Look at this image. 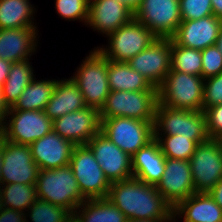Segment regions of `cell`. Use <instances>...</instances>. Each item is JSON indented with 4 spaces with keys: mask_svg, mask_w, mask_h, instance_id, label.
<instances>
[{
    "mask_svg": "<svg viewBox=\"0 0 222 222\" xmlns=\"http://www.w3.org/2000/svg\"><path fill=\"white\" fill-rule=\"evenodd\" d=\"M101 132L132 157L154 139V123L128 117L103 118Z\"/></svg>",
    "mask_w": 222,
    "mask_h": 222,
    "instance_id": "obj_8",
    "label": "cell"
},
{
    "mask_svg": "<svg viewBox=\"0 0 222 222\" xmlns=\"http://www.w3.org/2000/svg\"><path fill=\"white\" fill-rule=\"evenodd\" d=\"M6 117L0 135L12 143L30 145L53 130V121L42 110H8Z\"/></svg>",
    "mask_w": 222,
    "mask_h": 222,
    "instance_id": "obj_11",
    "label": "cell"
},
{
    "mask_svg": "<svg viewBox=\"0 0 222 222\" xmlns=\"http://www.w3.org/2000/svg\"><path fill=\"white\" fill-rule=\"evenodd\" d=\"M53 131L74 145H86L101 131L98 108L85 107L53 120Z\"/></svg>",
    "mask_w": 222,
    "mask_h": 222,
    "instance_id": "obj_15",
    "label": "cell"
},
{
    "mask_svg": "<svg viewBox=\"0 0 222 222\" xmlns=\"http://www.w3.org/2000/svg\"><path fill=\"white\" fill-rule=\"evenodd\" d=\"M218 104H222V73L204 81L203 111Z\"/></svg>",
    "mask_w": 222,
    "mask_h": 222,
    "instance_id": "obj_37",
    "label": "cell"
},
{
    "mask_svg": "<svg viewBox=\"0 0 222 222\" xmlns=\"http://www.w3.org/2000/svg\"><path fill=\"white\" fill-rule=\"evenodd\" d=\"M8 109L9 108L5 105L3 101L1 87H0V132L2 131L5 120L7 118L6 116L8 114Z\"/></svg>",
    "mask_w": 222,
    "mask_h": 222,
    "instance_id": "obj_42",
    "label": "cell"
},
{
    "mask_svg": "<svg viewBox=\"0 0 222 222\" xmlns=\"http://www.w3.org/2000/svg\"><path fill=\"white\" fill-rule=\"evenodd\" d=\"M69 165L85 200L107 198L111 183L87 145L74 146Z\"/></svg>",
    "mask_w": 222,
    "mask_h": 222,
    "instance_id": "obj_9",
    "label": "cell"
},
{
    "mask_svg": "<svg viewBox=\"0 0 222 222\" xmlns=\"http://www.w3.org/2000/svg\"><path fill=\"white\" fill-rule=\"evenodd\" d=\"M38 172L39 168L33 160L29 145L16 144L4 139L2 184H36Z\"/></svg>",
    "mask_w": 222,
    "mask_h": 222,
    "instance_id": "obj_16",
    "label": "cell"
},
{
    "mask_svg": "<svg viewBox=\"0 0 222 222\" xmlns=\"http://www.w3.org/2000/svg\"><path fill=\"white\" fill-rule=\"evenodd\" d=\"M31 222H70L73 214L59 205L37 199L27 210Z\"/></svg>",
    "mask_w": 222,
    "mask_h": 222,
    "instance_id": "obj_33",
    "label": "cell"
},
{
    "mask_svg": "<svg viewBox=\"0 0 222 222\" xmlns=\"http://www.w3.org/2000/svg\"><path fill=\"white\" fill-rule=\"evenodd\" d=\"M107 198L116 205L127 220L170 221L173 207L156 186L134 177L111 183Z\"/></svg>",
    "mask_w": 222,
    "mask_h": 222,
    "instance_id": "obj_1",
    "label": "cell"
},
{
    "mask_svg": "<svg viewBox=\"0 0 222 222\" xmlns=\"http://www.w3.org/2000/svg\"><path fill=\"white\" fill-rule=\"evenodd\" d=\"M154 138L158 141L165 157L172 159L189 160L198 145L184 135H163Z\"/></svg>",
    "mask_w": 222,
    "mask_h": 222,
    "instance_id": "obj_32",
    "label": "cell"
},
{
    "mask_svg": "<svg viewBox=\"0 0 222 222\" xmlns=\"http://www.w3.org/2000/svg\"><path fill=\"white\" fill-rule=\"evenodd\" d=\"M215 202L222 208V178L215 185V187L209 192Z\"/></svg>",
    "mask_w": 222,
    "mask_h": 222,
    "instance_id": "obj_41",
    "label": "cell"
},
{
    "mask_svg": "<svg viewBox=\"0 0 222 222\" xmlns=\"http://www.w3.org/2000/svg\"><path fill=\"white\" fill-rule=\"evenodd\" d=\"M202 76L170 70L158 88L159 103L175 109L203 111Z\"/></svg>",
    "mask_w": 222,
    "mask_h": 222,
    "instance_id": "obj_5",
    "label": "cell"
},
{
    "mask_svg": "<svg viewBox=\"0 0 222 222\" xmlns=\"http://www.w3.org/2000/svg\"><path fill=\"white\" fill-rule=\"evenodd\" d=\"M25 213L4 207L0 212V222H28Z\"/></svg>",
    "mask_w": 222,
    "mask_h": 222,
    "instance_id": "obj_39",
    "label": "cell"
},
{
    "mask_svg": "<svg viewBox=\"0 0 222 222\" xmlns=\"http://www.w3.org/2000/svg\"><path fill=\"white\" fill-rule=\"evenodd\" d=\"M127 63L152 86L159 88L171 70V39L157 38Z\"/></svg>",
    "mask_w": 222,
    "mask_h": 222,
    "instance_id": "obj_14",
    "label": "cell"
},
{
    "mask_svg": "<svg viewBox=\"0 0 222 222\" xmlns=\"http://www.w3.org/2000/svg\"><path fill=\"white\" fill-rule=\"evenodd\" d=\"M36 191L37 199L64 207L72 214L85 201L70 165L39 170Z\"/></svg>",
    "mask_w": 222,
    "mask_h": 222,
    "instance_id": "obj_2",
    "label": "cell"
},
{
    "mask_svg": "<svg viewBox=\"0 0 222 222\" xmlns=\"http://www.w3.org/2000/svg\"><path fill=\"white\" fill-rule=\"evenodd\" d=\"M74 144L53 130L29 145L39 170H51L70 164Z\"/></svg>",
    "mask_w": 222,
    "mask_h": 222,
    "instance_id": "obj_19",
    "label": "cell"
},
{
    "mask_svg": "<svg viewBox=\"0 0 222 222\" xmlns=\"http://www.w3.org/2000/svg\"><path fill=\"white\" fill-rule=\"evenodd\" d=\"M201 54L203 79L222 73V53L216 45L203 49Z\"/></svg>",
    "mask_w": 222,
    "mask_h": 222,
    "instance_id": "obj_36",
    "label": "cell"
},
{
    "mask_svg": "<svg viewBox=\"0 0 222 222\" xmlns=\"http://www.w3.org/2000/svg\"><path fill=\"white\" fill-rule=\"evenodd\" d=\"M215 45L218 47L219 51L222 53V26L220 28L218 38H217Z\"/></svg>",
    "mask_w": 222,
    "mask_h": 222,
    "instance_id": "obj_46",
    "label": "cell"
},
{
    "mask_svg": "<svg viewBox=\"0 0 222 222\" xmlns=\"http://www.w3.org/2000/svg\"><path fill=\"white\" fill-rule=\"evenodd\" d=\"M221 26L222 19L214 15L197 20H182L171 39L179 46L202 51L216 44Z\"/></svg>",
    "mask_w": 222,
    "mask_h": 222,
    "instance_id": "obj_18",
    "label": "cell"
},
{
    "mask_svg": "<svg viewBox=\"0 0 222 222\" xmlns=\"http://www.w3.org/2000/svg\"><path fill=\"white\" fill-rule=\"evenodd\" d=\"M4 208V205H3V198H2V195H1V191H0V212L1 210Z\"/></svg>",
    "mask_w": 222,
    "mask_h": 222,
    "instance_id": "obj_48",
    "label": "cell"
},
{
    "mask_svg": "<svg viewBox=\"0 0 222 222\" xmlns=\"http://www.w3.org/2000/svg\"><path fill=\"white\" fill-rule=\"evenodd\" d=\"M213 15L222 19V0H211Z\"/></svg>",
    "mask_w": 222,
    "mask_h": 222,
    "instance_id": "obj_43",
    "label": "cell"
},
{
    "mask_svg": "<svg viewBox=\"0 0 222 222\" xmlns=\"http://www.w3.org/2000/svg\"><path fill=\"white\" fill-rule=\"evenodd\" d=\"M29 60L12 63L7 79L1 87L5 105L12 108L25 88L35 78Z\"/></svg>",
    "mask_w": 222,
    "mask_h": 222,
    "instance_id": "obj_27",
    "label": "cell"
},
{
    "mask_svg": "<svg viewBox=\"0 0 222 222\" xmlns=\"http://www.w3.org/2000/svg\"><path fill=\"white\" fill-rule=\"evenodd\" d=\"M110 183L133 177L132 157L110 141L101 131L87 144Z\"/></svg>",
    "mask_w": 222,
    "mask_h": 222,
    "instance_id": "obj_13",
    "label": "cell"
},
{
    "mask_svg": "<svg viewBox=\"0 0 222 222\" xmlns=\"http://www.w3.org/2000/svg\"><path fill=\"white\" fill-rule=\"evenodd\" d=\"M11 65V62L6 61L0 57V87H2L5 80L7 79Z\"/></svg>",
    "mask_w": 222,
    "mask_h": 222,
    "instance_id": "obj_40",
    "label": "cell"
},
{
    "mask_svg": "<svg viewBox=\"0 0 222 222\" xmlns=\"http://www.w3.org/2000/svg\"><path fill=\"white\" fill-rule=\"evenodd\" d=\"M180 217L184 222H222V208L209 193L195 192L173 208V218Z\"/></svg>",
    "mask_w": 222,
    "mask_h": 222,
    "instance_id": "obj_23",
    "label": "cell"
},
{
    "mask_svg": "<svg viewBox=\"0 0 222 222\" xmlns=\"http://www.w3.org/2000/svg\"><path fill=\"white\" fill-rule=\"evenodd\" d=\"M120 3L126 5L129 9H131L133 12L137 9L139 6L141 0H118Z\"/></svg>",
    "mask_w": 222,
    "mask_h": 222,
    "instance_id": "obj_44",
    "label": "cell"
},
{
    "mask_svg": "<svg viewBox=\"0 0 222 222\" xmlns=\"http://www.w3.org/2000/svg\"><path fill=\"white\" fill-rule=\"evenodd\" d=\"M161 131V133H160ZM184 135L197 144L208 141L204 111L175 109L158 103L154 122V137Z\"/></svg>",
    "mask_w": 222,
    "mask_h": 222,
    "instance_id": "obj_4",
    "label": "cell"
},
{
    "mask_svg": "<svg viewBox=\"0 0 222 222\" xmlns=\"http://www.w3.org/2000/svg\"><path fill=\"white\" fill-rule=\"evenodd\" d=\"M196 193H209L222 178L221 141L209 139L198 144L189 159Z\"/></svg>",
    "mask_w": 222,
    "mask_h": 222,
    "instance_id": "obj_12",
    "label": "cell"
},
{
    "mask_svg": "<svg viewBox=\"0 0 222 222\" xmlns=\"http://www.w3.org/2000/svg\"><path fill=\"white\" fill-rule=\"evenodd\" d=\"M107 75L110 91H147L153 87L127 62L108 60Z\"/></svg>",
    "mask_w": 222,
    "mask_h": 222,
    "instance_id": "obj_26",
    "label": "cell"
},
{
    "mask_svg": "<svg viewBox=\"0 0 222 222\" xmlns=\"http://www.w3.org/2000/svg\"><path fill=\"white\" fill-rule=\"evenodd\" d=\"M29 0H0V29L37 28Z\"/></svg>",
    "mask_w": 222,
    "mask_h": 222,
    "instance_id": "obj_28",
    "label": "cell"
},
{
    "mask_svg": "<svg viewBox=\"0 0 222 222\" xmlns=\"http://www.w3.org/2000/svg\"><path fill=\"white\" fill-rule=\"evenodd\" d=\"M204 113L209 138L220 140L222 138V104L209 107Z\"/></svg>",
    "mask_w": 222,
    "mask_h": 222,
    "instance_id": "obj_38",
    "label": "cell"
},
{
    "mask_svg": "<svg viewBox=\"0 0 222 222\" xmlns=\"http://www.w3.org/2000/svg\"><path fill=\"white\" fill-rule=\"evenodd\" d=\"M127 222H176V220H175V218H172L170 221H157V220L135 219V220H127Z\"/></svg>",
    "mask_w": 222,
    "mask_h": 222,
    "instance_id": "obj_47",
    "label": "cell"
},
{
    "mask_svg": "<svg viewBox=\"0 0 222 222\" xmlns=\"http://www.w3.org/2000/svg\"><path fill=\"white\" fill-rule=\"evenodd\" d=\"M0 191L4 207L20 212L27 211L37 200L36 184H1Z\"/></svg>",
    "mask_w": 222,
    "mask_h": 222,
    "instance_id": "obj_30",
    "label": "cell"
},
{
    "mask_svg": "<svg viewBox=\"0 0 222 222\" xmlns=\"http://www.w3.org/2000/svg\"><path fill=\"white\" fill-rule=\"evenodd\" d=\"M134 18V12L118 0H89L86 25L107 37Z\"/></svg>",
    "mask_w": 222,
    "mask_h": 222,
    "instance_id": "obj_20",
    "label": "cell"
},
{
    "mask_svg": "<svg viewBox=\"0 0 222 222\" xmlns=\"http://www.w3.org/2000/svg\"><path fill=\"white\" fill-rule=\"evenodd\" d=\"M73 220L75 222H127L125 215L108 198L86 199L74 211Z\"/></svg>",
    "mask_w": 222,
    "mask_h": 222,
    "instance_id": "obj_25",
    "label": "cell"
},
{
    "mask_svg": "<svg viewBox=\"0 0 222 222\" xmlns=\"http://www.w3.org/2000/svg\"><path fill=\"white\" fill-rule=\"evenodd\" d=\"M158 103V88L154 86L147 91H110L99 110L100 119L128 117L154 123Z\"/></svg>",
    "mask_w": 222,
    "mask_h": 222,
    "instance_id": "obj_3",
    "label": "cell"
},
{
    "mask_svg": "<svg viewBox=\"0 0 222 222\" xmlns=\"http://www.w3.org/2000/svg\"><path fill=\"white\" fill-rule=\"evenodd\" d=\"M85 107L87 106L78 85L71 78H63V80L57 79L53 94L45 106L44 112L53 121Z\"/></svg>",
    "mask_w": 222,
    "mask_h": 222,
    "instance_id": "obj_24",
    "label": "cell"
},
{
    "mask_svg": "<svg viewBox=\"0 0 222 222\" xmlns=\"http://www.w3.org/2000/svg\"><path fill=\"white\" fill-rule=\"evenodd\" d=\"M182 20H197L213 15L211 0H179Z\"/></svg>",
    "mask_w": 222,
    "mask_h": 222,
    "instance_id": "obj_35",
    "label": "cell"
},
{
    "mask_svg": "<svg viewBox=\"0 0 222 222\" xmlns=\"http://www.w3.org/2000/svg\"><path fill=\"white\" fill-rule=\"evenodd\" d=\"M156 188L173 208L194 194L189 160L166 158L164 174Z\"/></svg>",
    "mask_w": 222,
    "mask_h": 222,
    "instance_id": "obj_17",
    "label": "cell"
},
{
    "mask_svg": "<svg viewBox=\"0 0 222 222\" xmlns=\"http://www.w3.org/2000/svg\"><path fill=\"white\" fill-rule=\"evenodd\" d=\"M37 31L36 28L0 29V57L11 63L29 60L38 46Z\"/></svg>",
    "mask_w": 222,
    "mask_h": 222,
    "instance_id": "obj_21",
    "label": "cell"
},
{
    "mask_svg": "<svg viewBox=\"0 0 222 222\" xmlns=\"http://www.w3.org/2000/svg\"><path fill=\"white\" fill-rule=\"evenodd\" d=\"M3 154H4V138L0 135V185L2 184L1 168L3 163Z\"/></svg>",
    "mask_w": 222,
    "mask_h": 222,
    "instance_id": "obj_45",
    "label": "cell"
},
{
    "mask_svg": "<svg viewBox=\"0 0 222 222\" xmlns=\"http://www.w3.org/2000/svg\"><path fill=\"white\" fill-rule=\"evenodd\" d=\"M134 18L159 39H171L182 22L179 0H141Z\"/></svg>",
    "mask_w": 222,
    "mask_h": 222,
    "instance_id": "obj_10",
    "label": "cell"
},
{
    "mask_svg": "<svg viewBox=\"0 0 222 222\" xmlns=\"http://www.w3.org/2000/svg\"><path fill=\"white\" fill-rule=\"evenodd\" d=\"M166 157L154 138L132 156L133 177L157 186L165 170Z\"/></svg>",
    "mask_w": 222,
    "mask_h": 222,
    "instance_id": "obj_22",
    "label": "cell"
},
{
    "mask_svg": "<svg viewBox=\"0 0 222 222\" xmlns=\"http://www.w3.org/2000/svg\"><path fill=\"white\" fill-rule=\"evenodd\" d=\"M55 9L59 16L68 21L80 20L86 25L89 0H55Z\"/></svg>",
    "mask_w": 222,
    "mask_h": 222,
    "instance_id": "obj_34",
    "label": "cell"
},
{
    "mask_svg": "<svg viewBox=\"0 0 222 222\" xmlns=\"http://www.w3.org/2000/svg\"><path fill=\"white\" fill-rule=\"evenodd\" d=\"M108 48L97 49L108 59L114 62H127L138 53L149 47L157 37L133 18L119 29L107 36Z\"/></svg>",
    "mask_w": 222,
    "mask_h": 222,
    "instance_id": "obj_7",
    "label": "cell"
},
{
    "mask_svg": "<svg viewBox=\"0 0 222 222\" xmlns=\"http://www.w3.org/2000/svg\"><path fill=\"white\" fill-rule=\"evenodd\" d=\"M82 62L70 78L78 85L86 106L100 110L110 92L108 59L96 47Z\"/></svg>",
    "mask_w": 222,
    "mask_h": 222,
    "instance_id": "obj_6",
    "label": "cell"
},
{
    "mask_svg": "<svg viewBox=\"0 0 222 222\" xmlns=\"http://www.w3.org/2000/svg\"><path fill=\"white\" fill-rule=\"evenodd\" d=\"M171 70L202 76L201 51L179 46L171 39Z\"/></svg>",
    "mask_w": 222,
    "mask_h": 222,
    "instance_id": "obj_31",
    "label": "cell"
},
{
    "mask_svg": "<svg viewBox=\"0 0 222 222\" xmlns=\"http://www.w3.org/2000/svg\"><path fill=\"white\" fill-rule=\"evenodd\" d=\"M25 88L18 101L8 110H42L50 101L57 80H35Z\"/></svg>",
    "mask_w": 222,
    "mask_h": 222,
    "instance_id": "obj_29",
    "label": "cell"
}]
</instances>
